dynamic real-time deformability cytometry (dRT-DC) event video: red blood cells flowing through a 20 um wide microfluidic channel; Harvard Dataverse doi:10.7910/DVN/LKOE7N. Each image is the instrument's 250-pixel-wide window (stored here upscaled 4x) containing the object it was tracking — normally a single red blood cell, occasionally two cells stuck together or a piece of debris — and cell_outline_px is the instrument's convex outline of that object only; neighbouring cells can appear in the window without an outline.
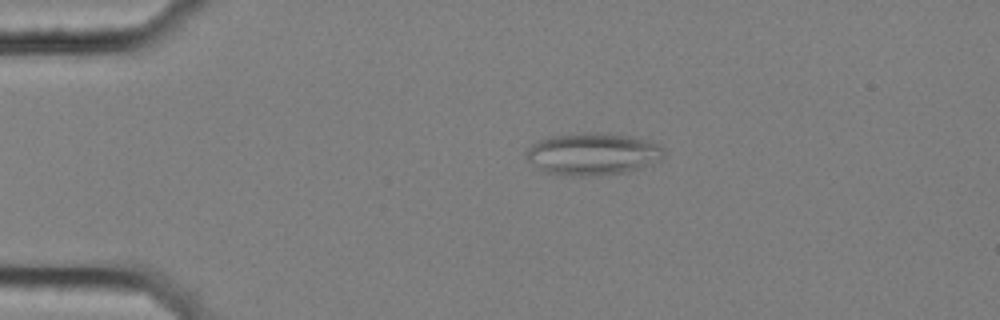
{"species": "common noctule bat (a hibernating species)", "species_latin": "Nyctalus noctula", "temperature_condition": "cold", "stored_images_in_passage": 23, "camera_frame_rate_fps": 3000, "um_per_image_px": 0.085, "animal": {"sex": "female", "body_mass_g": 25.1}, "frame": {"image": 1, "passage_image": 10, "time_ms": 3.0, "image_size_px": [1000, 320], "cell_outline_px": [[664, 156], [660, 160], [628, 172], [596, 176], [572, 176], [548, 172], [540, 168], [528, 160], [524, 156], [524, 152], [532, 144], [548, 136], [584, 132], [608, 132], [632, 136], [648, 140], [660, 144], [664, 148]], "centroid_in_image_um": [50.41, 13.06], "position_along_channel_um": 34.6, "area_um2": 34.28}}